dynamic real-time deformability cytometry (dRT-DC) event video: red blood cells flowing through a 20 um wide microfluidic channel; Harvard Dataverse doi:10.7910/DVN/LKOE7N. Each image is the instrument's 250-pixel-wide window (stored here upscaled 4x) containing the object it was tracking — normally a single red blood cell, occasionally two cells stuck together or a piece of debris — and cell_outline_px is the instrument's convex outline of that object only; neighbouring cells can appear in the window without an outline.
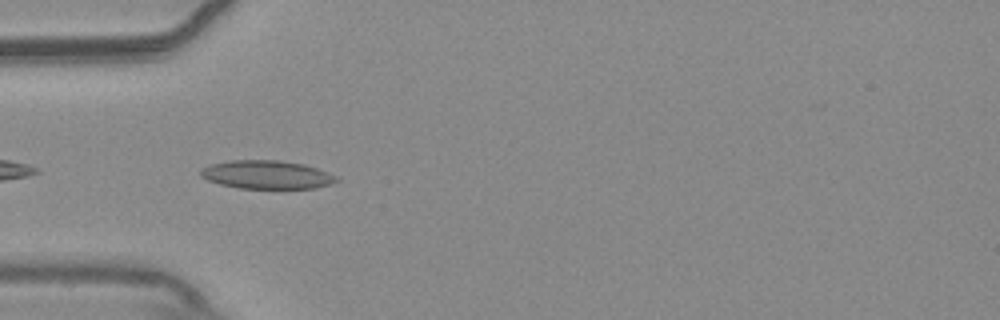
{"species": "common noctule bat (a hibernating species)", "species_latin": "Nyctalus noctula", "temperature_condition": "warm", "stored_images_in_passage": 6, "camera_frame_rate_fps": 3000, "um_per_image_px": 0.085, "animal": {"sex": "male", "body_mass_g": 20.4}, "frame": {"image": 1, "passage_image": 2, "time_ms": 0.333, "image_size_px": [1000, 320], "cell_outline_px": [[340, 180], [316, 188], [240, 188], [220, 184], [208, 180], [200, 176], [200, 168], [212, 164], [232, 160], [280, 160], [304, 164], [328, 172], [336, 176]], "centroid_in_image_um": [22.66, 14.84], "position_along_channel_um": 62.3, "area_um2": 22.37}}